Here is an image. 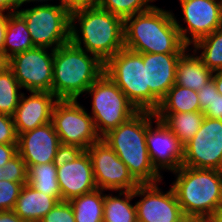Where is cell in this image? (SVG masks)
Masks as SVG:
<instances>
[{
    "label": "cell",
    "mask_w": 222,
    "mask_h": 222,
    "mask_svg": "<svg viewBox=\"0 0 222 222\" xmlns=\"http://www.w3.org/2000/svg\"><path fill=\"white\" fill-rule=\"evenodd\" d=\"M174 14L158 6L124 19V48L137 53H184Z\"/></svg>",
    "instance_id": "cell-1"
},
{
    "label": "cell",
    "mask_w": 222,
    "mask_h": 222,
    "mask_svg": "<svg viewBox=\"0 0 222 222\" xmlns=\"http://www.w3.org/2000/svg\"><path fill=\"white\" fill-rule=\"evenodd\" d=\"M123 30L124 20L98 5L71 13L70 41L103 63L124 48Z\"/></svg>",
    "instance_id": "cell-2"
},
{
    "label": "cell",
    "mask_w": 222,
    "mask_h": 222,
    "mask_svg": "<svg viewBox=\"0 0 222 222\" xmlns=\"http://www.w3.org/2000/svg\"><path fill=\"white\" fill-rule=\"evenodd\" d=\"M104 73V63L71 41L54 50L52 93L77 100Z\"/></svg>",
    "instance_id": "cell-3"
},
{
    "label": "cell",
    "mask_w": 222,
    "mask_h": 222,
    "mask_svg": "<svg viewBox=\"0 0 222 222\" xmlns=\"http://www.w3.org/2000/svg\"><path fill=\"white\" fill-rule=\"evenodd\" d=\"M127 166L139 184H153L163 176L152 165L146 146V111H138L102 138Z\"/></svg>",
    "instance_id": "cell-4"
},
{
    "label": "cell",
    "mask_w": 222,
    "mask_h": 222,
    "mask_svg": "<svg viewBox=\"0 0 222 222\" xmlns=\"http://www.w3.org/2000/svg\"><path fill=\"white\" fill-rule=\"evenodd\" d=\"M172 188L184 216H205L222 209V173L181 166Z\"/></svg>",
    "instance_id": "cell-5"
},
{
    "label": "cell",
    "mask_w": 222,
    "mask_h": 222,
    "mask_svg": "<svg viewBox=\"0 0 222 222\" xmlns=\"http://www.w3.org/2000/svg\"><path fill=\"white\" fill-rule=\"evenodd\" d=\"M104 73L122 90L138 111L154 112L160 101L147 85L142 53L123 48L104 63Z\"/></svg>",
    "instance_id": "cell-6"
},
{
    "label": "cell",
    "mask_w": 222,
    "mask_h": 222,
    "mask_svg": "<svg viewBox=\"0 0 222 222\" xmlns=\"http://www.w3.org/2000/svg\"><path fill=\"white\" fill-rule=\"evenodd\" d=\"M92 97V118L102 138L138 112L122 90L103 73L85 92Z\"/></svg>",
    "instance_id": "cell-7"
},
{
    "label": "cell",
    "mask_w": 222,
    "mask_h": 222,
    "mask_svg": "<svg viewBox=\"0 0 222 222\" xmlns=\"http://www.w3.org/2000/svg\"><path fill=\"white\" fill-rule=\"evenodd\" d=\"M51 122L65 150H87L101 139L92 116L78 100H58Z\"/></svg>",
    "instance_id": "cell-8"
},
{
    "label": "cell",
    "mask_w": 222,
    "mask_h": 222,
    "mask_svg": "<svg viewBox=\"0 0 222 222\" xmlns=\"http://www.w3.org/2000/svg\"><path fill=\"white\" fill-rule=\"evenodd\" d=\"M17 12L24 18L34 46L55 50L70 42L71 14L60 5L38 4Z\"/></svg>",
    "instance_id": "cell-9"
},
{
    "label": "cell",
    "mask_w": 222,
    "mask_h": 222,
    "mask_svg": "<svg viewBox=\"0 0 222 222\" xmlns=\"http://www.w3.org/2000/svg\"><path fill=\"white\" fill-rule=\"evenodd\" d=\"M48 49L35 46L8 59L7 67L21 88L52 93L54 50Z\"/></svg>",
    "instance_id": "cell-10"
},
{
    "label": "cell",
    "mask_w": 222,
    "mask_h": 222,
    "mask_svg": "<svg viewBox=\"0 0 222 222\" xmlns=\"http://www.w3.org/2000/svg\"><path fill=\"white\" fill-rule=\"evenodd\" d=\"M86 151L91 159L97 188L115 192L134 191L140 185L104 140L93 143Z\"/></svg>",
    "instance_id": "cell-11"
},
{
    "label": "cell",
    "mask_w": 222,
    "mask_h": 222,
    "mask_svg": "<svg viewBox=\"0 0 222 222\" xmlns=\"http://www.w3.org/2000/svg\"><path fill=\"white\" fill-rule=\"evenodd\" d=\"M222 163V120L205 116L195 136L183 146L182 166L219 170Z\"/></svg>",
    "instance_id": "cell-12"
},
{
    "label": "cell",
    "mask_w": 222,
    "mask_h": 222,
    "mask_svg": "<svg viewBox=\"0 0 222 222\" xmlns=\"http://www.w3.org/2000/svg\"><path fill=\"white\" fill-rule=\"evenodd\" d=\"M56 167L63 201L97 189L91 159L86 150H66L57 160Z\"/></svg>",
    "instance_id": "cell-13"
},
{
    "label": "cell",
    "mask_w": 222,
    "mask_h": 222,
    "mask_svg": "<svg viewBox=\"0 0 222 222\" xmlns=\"http://www.w3.org/2000/svg\"><path fill=\"white\" fill-rule=\"evenodd\" d=\"M179 2L187 27H182L175 15L173 16L180 36L188 47L222 28V0H179Z\"/></svg>",
    "instance_id": "cell-14"
},
{
    "label": "cell",
    "mask_w": 222,
    "mask_h": 222,
    "mask_svg": "<svg viewBox=\"0 0 222 222\" xmlns=\"http://www.w3.org/2000/svg\"><path fill=\"white\" fill-rule=\"evenodd\" d=\"M146 146L152 165L159 173L161 170L174 172L182 166L183 145L151 111H146Z\"/></svg>",
    "instance_id": "cell-15"
},
{
    "label": "cell",
    "mask_w": 222,
    "mask_h": 222,
    "mask_svg": "<svg viewBox=\"0 0 222 222\" xmlns=\"http://www.w3.org/2000/svg\"><path fill=\"white\" fill-rule=\"evenodd\" d=\"M158 183L140 184L134 190V197H142L135 202L137 221L181 222L184 214L172 186L164 193Z\"/></svg>",
    "instance_id": "cell-16"
},
{
    "label": "cell",
    "mask_w": 222,
    "mask_h": 222,
    "mask_svg": "<svg viewBox=\"0 0 222 222\" xmlns=\"http://www.w3.org/2000/svg\"><path fill=\"white\" fill-rule=\"evenodd\" d=\"M17 151L28 169L34 165L56 163L66 150L50 122L19 134Z\"/></svg>",
    "instance_id": "cell-17"
},
{
    "label": "cell",
    "mask_w": 222,
    "mask_h": 222,
    "mask_svg": "<svg viewBox=\"0 0 222 222\" xmlns=\"http://www.w3.org/2000/svg\"><path fill=\"white\" fill-rule=\"evenodd\" d=\"M30 93L29 97L22 93L12 116L18 135L50 123L54 106L58 101L51 92Z\"/></svg>",
    "instance_id": "cell-18"
},
{
    "label": "cell",
    "mask_w": 222,
    "mask_h": 222,
    "mask_svg": "<svg viewBox=\"0 0 222 222\" xmlns=\"http://www.w3.org/2000/svg\"><path fill=\"white\" fill-rule=\"evenodd\" d=\"M183 53H142L146 65L147 85L161 101L176 82V68Z\"/></svg>",
    "instance_id": "cell-19"
},
{
    "label": "cell",
    "mask_w": 222,
    "mask_h": 222,
    "mask_svg": "<svg viewBox=\"0 0 222 222\" xmlns=\"http://www.w3.org/2000/svg\"><path fill=\"white\" fill-rule=\"evenodd\" d=\"M59 201L62 199L43 194L25 184L13 211L26 222H39Z\"/></svg>",
    "instance_id": "cell-20"
},
{
    "label": "cell",
    "mask_w": 222,
    "mask_h": 222,
    "mask_svg": "<svg viewBox=\"0 0 222 222\" xmlns=\"http://www.w3.org/2000/svg\"><path fill=\"white\" fill-rule=\"evenodd\" d=\"M188 51L191 49H187L177 63L175 84L198 92L212 80L213 71L204 64L197 52L193 50L191 54Z\"/></svg>",
    "instance_id": "cell-21"
},
{
    "label": "cell",
    "mask_w": 222,
    "mask_h": 222,
    "mask_svg": "<svg viewBox=\"0 0 222 222\" xmlns=\"http://www.w3.org/2000/svg\"><path fill=\"white\" fill-rule=\"evenodd\" d=\"M154 114L156 118L162 120L183 146L195 136L205 118L201 111Z\"/></svg>",
    "instance_id": "cell-22"
},
{
    "label": "cell",
    "mask_w": 222,
    "mask_h": 222,
    "mask_svg": "<svg viewBox=\"0 0 222 222\" xmlns=\"http://www.w3.org/2000/svg\"><path fill=\"white\" fill-rule=\"evenodd\" d=\"M34 47L24 18L17 11L11 12L3 46L4 56L8 60L14 55Z\"/></svg>",
    "instance_id": "cell-23"
},
{
    "label": "cell",
    "mask_w": 222,
    "mask_h": 222,
    "mask_svg": "<svg viewBox=\"0 0 222 222\" xmlns=\"http://www.w3.org/2000/svg\"><path fill=\"white\" fill-rule=\"evenodd\" d=\"M201 111L198 93L174 84L160 101L154 113H183Z\"/></svg>",
    "instance_id": "cell-24"
},
{
    "label": "cell",
    "mask_w": 222,
    "mask_h": 222,
    "mask_svg": "<svg viewBox=\"0 0 222 222\" xmlns=\"http://www.w3.org/2000/svg\"><path fill=\"white\" fill-rule=\"evenodd\" d=\"M118 195H104L103 222H138L136 204H131L134 191H119Z\"/></svg>",
    "instance_id": "cell-25"
},
{
    "label": "cell",
    "mask_w": 222,
    "mask_h": 222,
    "mask_svg": "<svg viewBox=\"0 0 222 222\" xmlns=\"http://www.w3.org/2000/svg\"><path fill=\"white\" fill-rule=\"evenodd\" d=\"M104 191L96 190L69 200L75 222H103Z\"/></svg>",
    "instance_id": "cell-26"
},
{
    "label": "cell",
    "mask_w": 222,
    "mask_h": 222,
    "mask_svg": "<svg viewBox=\"0 0 222 222\" xmlns=\"http://www.w3.org/2000/svg\"><path fill=\"white\" fill-rule=\"evenodd\" d=\"M27 184L43 194L61 198L56 163L30 166L28 168Z\"/></svg>",
    "instance_id": "cell-27"
},
{
    "label": "cell",
    "mask_w": 222,
    "mask_h": 222,
    "mask_svg": "<svg viewBox=\"0 0 222 222\" xmlns=\"http://www.w3.org/2000/svg\"><path fill=\"white\" fill-rule=\"evenodd\" d=\"M193 48L195 52L203 50L198 56L211 71L222 70V28L196 41Z\"/></svg>",
    "instance_id": "cell-28"
},
{
    "label": "cell",
    "mask_w": 222,
    "mask_h": 222,
    "mask_svg": "<svg viewBox=\"0 0 222 222\" xmlns=\"http://www.w3.org/2000/svg\"><path fill=\"white\" fill-rule=\"evenodd\" d=\"M20 89L22 88L8 67L0 72V114L13 116L22 95Z\"/></svg>",
    "instance_id": "cell-29"
},
{
    "label": "cell",
    "mask_w": 222,
    "mask_h": 222,
    "mask_svg": "<svg viewBox=\"0 0 222 222\" xmlns=\"http://www.w3.org/2000/svg\"><path fill=\"white\" fill-rule=\"evenodd\" d=\"M155 0H97V5L108 12L121 17L123 20L150 10Z\"/></svg>",
    "instance_id": "cell-30"
},
{
    "label": "cell",
    "mask_w": 222,
    "mask_h": 222,
    "mask_svg": "<svg viewBox=\"0 0 222 222\" xmlns=\"http://www.w3.org/2000/svg\"><path fill=\"white\" fill-rule=\"evenodd\" d=\"M197 93L204 116L222 120V94L217 91L214 81H209Z\"/></svg>",
    "instance_id": "cell-31"
},
{
    "label": "cell",
    "mask_w": 222,
    "mask_h": 222,
    "mask_svg": "<svg viewBox=\"0 0 222 222\" xmlns=\"http://www.w3.org/2000/svg\"><path fill=\"white\" fill-rule=\"evenodd\" d=\"M2 168V180L27 184L28 169L18 153Z\"/></svg>",
    "instance_id": "cell-32"
},
{
    "label": "cell",
    "mask_w": 222,
    "mask_h": 222,
    "mask_svg": "<svg viewBox=\"0 0 222 222\" xmlns=\"http://www.w3.org/2000/svg\"><path fill=\"white\" fill-rule=\"evenodd\" d=\"M24 183L0 181V211L14 210Z\"/></svg>",
    "instance_id": "cell-33"
},
{
    "label": "cell",
    "mask_w": 222,
    "mask_h": 222,
    "mask_svg": "<svg viewBox=\"0 0 222 222\" xmlns=\"http://www.w3.org/2000/svg\"><path fill=\"white\" fill-rule=\"evenodd\" d=\"M39 222H75L69 201H59Z\"/></svg>",
    "instance_id": "cell-34"
},
{
    "label": "cell",
    "mask_w": 222,
    "mask_h": 222,
    "mask_svg": "<svg viewBox=\"0 0 222 222\" xmlns=\"http://www.w3.org/2000/svg\"><path fill=\"white\" fill-rule=\"evenodd\" d=\"M18 134L13 117L0 114V144H17Z\"/></svg>",
    "instance_id": "cell-35"
},
{
    "label": "cell",
    "mask_w": 222,
    "mask_h": 222,
    "mask_svg": "<svg viewBox=\"0 0 222 222\" xmlns=\"http://www.w3.org/2000/svg\"><path fill=\"white\" fill-rule=\"evenodd\" d=\"M60 6L66 9L70 14L81 10L94 7L97 5V0H59Z\"/></svg>",
    "instance_id": "cell-36"
},
{
    "label": "cell",
    "mask_w": 222,
    "mask_h": 222,
    "mask_svg": "<svg viewBox=\"0 0 222 222\" xmlns=\"http://www.w3.org/2000/svg\"><path fill=\"white\" fill-rule=\"evenodd\" d=\"M17 153V144H0V167H3Z\"/></svg>",
    "instance_id": "cell-37"
},
{
    "label": "cell",
    "mask_w": 222,
    "mask_h": 222,
    "mask_svg": "<svg viewBox=\"0 0 222 222\" xmlns=\"http://www.w3.org/2000/svg\"><path fill=\"white\" fill-rule=\"evenodd\" d=\"M0 12V52L3 53V46L5 40V34L7 30V23L9 18V12Z\"/></svg>",
    "instance_id": "cell-38"
},
{
    "label": "cell",
    "mask_w": 222,
    "mask_h": 222,
    "mask_svg": "<svg viewBox=\"0 0 222 222\" xmlns=\"http://www.w3.org/2000/svg\"><path fill=\"white\" fill-rule=\"evenodd\" d=\"M20 8V0H0V12L9 13L17 11Z\"/></svg>",
    "instance_id": "cell-39"
},
{
    "label": "cell",
    "mask_w": 222,
    "mask_h": 222,
    "mask_svg": "<svg viewBox=\"0 0 222 222\" xmlns=\"http://www.w3.org/2000/svg\"><path fill=\"white\" fill-rule=\"evenodd\" d=\"M0 222H26L22 220L13 210L0 211Z\"/></svg>",
    "instance_id": "cell-40"
},
{
    "label": "cell",
    "mask_w": 222,
    "mask_h": 222,
    "mask_svg": "<svg viewBox=\"0 0 222 222\" xmlns=\"http://www.w3.org/2000/svg\"><path fill=\"white\" fill-rule=\"evenodd\" d=\"M212 80L214 81L217 91L222 94V70L213 71Z\"/></svg>",
    "instance_id": "cell-41"
},
{
    "label": "cell",
    "mask_w": 222,
    "mask_h": 222,
    "mask_svg": "<svg viewBox=\"0 0 222 222\" xmlns=\"http://www.w3.org/2000/svg\"><path fill=\"white\" fill-rule=\"evenodd\" d=\"M181 222H210V220L205 216H184Z\"/></svg>",
    "instance_id": "cell-42"
},
{
    "label": "cell",
    "mask_w": 222,
    "mask_h": 222,
    "mask_svg": "<svg viewBox=\"0 0 222 222\" xmlns=\"http://www.w3.org/2000/svg\"><path fill=\"white\" fill-rule=\"evenodd\" d=\"M210 222H222V209L217 210L208 216Z\"/></svg>",
    "instance_id": "cell-43"
},
{
    "label": "cell",
    "mask_w": 222,
    "mask_h": 222,
    "mask_svg": "<svg viewBox=\"0 0 222 222\" xmlns=\"http://www.w3.org/2000/svg\"><path fill=\"white\" fill-rule=\"evenodd\" d=\"M8 65V60L3 53L0 52V72H2Z\"/></svg>",
    "instance_id": "cell-44"
},
{
    "label": "cell",
    "mask_w": 222,
    "mask_h": 222,
    "mask_svg": "<svg viewBox=\"0 0 222 222\" xmlns=\"http://www.w3.org/2000/svg\"><path fill=\"white\" fill-rule=\"evenodd\" d=\"M46 1H49V0H20V7L24 4V3H29V2H46Z\"/></svg>",
    "instance_id": "cell-45"
},
{
    "label": "cell",
    "mask_w": 222,
    "mask_h": 222,
    "mask_svg": "<svg viewBox=\"0 0 222 222\" xmlns=\"http://www.w3.org/2000/svg\"><path fill=\"white\" fill-rule=\"evenodd\" d=\"M2 171H3V168L0 167V181H2Z\"/></svg>",
    "instance_id": "cell-46"
}]
</instances>
